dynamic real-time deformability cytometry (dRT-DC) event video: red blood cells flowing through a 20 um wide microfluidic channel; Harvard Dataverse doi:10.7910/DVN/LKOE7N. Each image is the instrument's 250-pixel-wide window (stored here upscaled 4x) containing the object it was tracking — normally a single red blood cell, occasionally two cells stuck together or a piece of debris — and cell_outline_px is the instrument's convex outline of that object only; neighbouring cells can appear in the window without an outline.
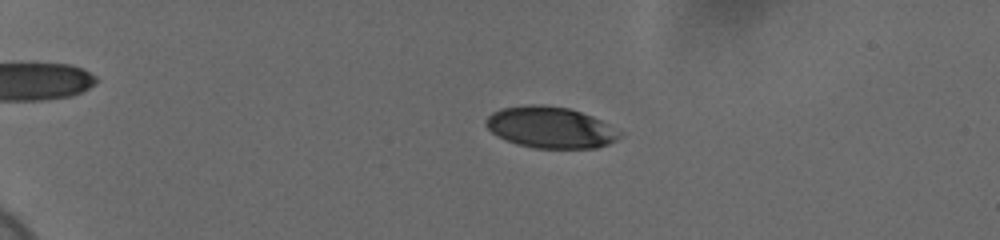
{"species": "human", "species_latin": "Homo sapiens", "temperature_condition": "cold", "stored_images_in_passage": 59, "camera_frame_rate_fps": 3000, "um_per_image_px": 0.085, "donor": {"sex": "female"}, "frame": {"image": 1, "passage_image": 15, "time_ms": 4.667, "image_size_px": [1000, 240], "cell_outline_px": [[620, 136], [608, 144], [596, 148], [536, 148], [516, 144], [492, 132], [484, 124], [484, 120], [492, 112], [500, 108], [528, 104], [532, 104], [568, 108], [592, 116], [608, 124], [620, 132]], "centroid_in_image_um": [46.75, 10.83], "position_along_channel_um": 38.3, "area_um2": 31.91}}
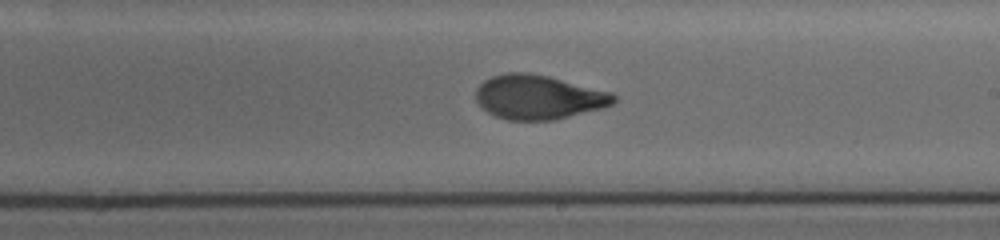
{"frame": {"image": 2, "passage_image": 38, "time_ms": 12.333, "image_size_px": [1000, 240], "cell_outline_px": [[616, 100], [612, 104], [600, 108], [552, 120], [508, 120], [496, 116], [488, 112], [476, 100], [476, 88], [484, 80], [492, 76], [508, 72], [528, 72], [548, 76], [612, 92], [616, 96]], "centroid_in_image_um": [45.75, 8.24], "position_along_channel_um": 243.3, "area_um2": 35.26}}
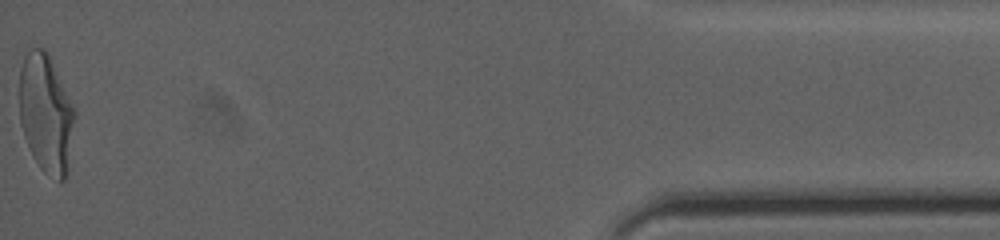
{"frame": {"image": 3, "passage_image": 59, "time_ms": 19.333, "image_size_px": [1000, 240], "cell_outline_px": [[76, 112], [68, 176], [64, 180], [60, 180], [44, 172], [40, 168], [24, 136], [20, 124], [20, 68], [24, 56], [32, 48], [44, 48], [48, 52]], "centroid_in_image_um": [3.93, 9.66], "position_along_channel_um": 431.3, "area_um2": 38.26}, "authors_computed_cell_mechanics": {"area_um2": 35.3736, "velocity_mm_per_s": 3.6958, "shape_relaxation_time_tau1_ms": 4.4575, "shape_relaxation_time_tau2_ms": 0.8359, "deformation_change_tau1": 0.1932, "deformation_change_tau2": 0.0609}}